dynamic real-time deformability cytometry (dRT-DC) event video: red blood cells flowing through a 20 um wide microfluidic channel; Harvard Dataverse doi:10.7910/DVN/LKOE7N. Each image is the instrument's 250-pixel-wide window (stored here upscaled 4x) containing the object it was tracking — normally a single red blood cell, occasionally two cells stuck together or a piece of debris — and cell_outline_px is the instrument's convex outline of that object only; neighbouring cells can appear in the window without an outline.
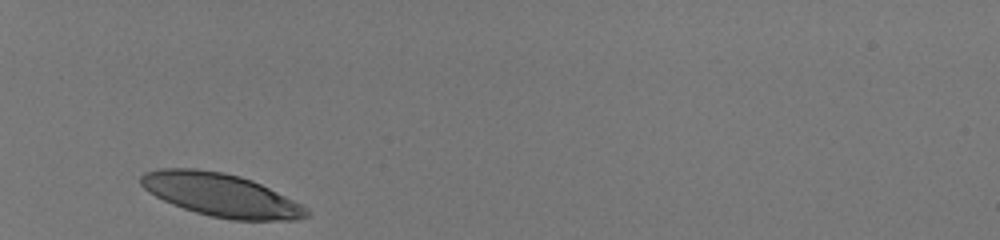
{"species": "human", "species_latin": "Homo sapiens", "temperature_condition": "room temperature", "stored_images_in_passage": 29, "camera_frame_rate_fps": 3000, "um_per_image_px": 0.085, "donor": {"sex": "male"}, "frame": {"image": 1, "passage_image": 1, "time_ms": 0.0, "image_size_px": [1000, 240], "cell_outline_px": [[308, 216], [296, 220], [232, 220], [212, 216], [196, 212], [172, 204], [148, 192], [140, 184], [140, 176], [144, 172], [160, 168], [196, 168], [224, 172], [240, 176], [252, 180], [308, 208]], "centroid_in_image_um": [18.74, 16.56], "position_along_channel_um": 66.3, "area_um2": 41.33}}
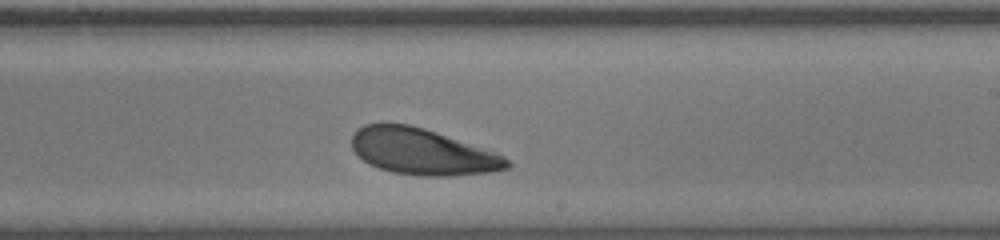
{"frame": {"image": 2, "passage_image": 17, "time_ms": 5.333, "image_size_px": [1000, 240], "cell_outline_px": [[512, 164], [508, 168], [492, 172], [448, 176], [420, 176], [392, 172], [368, 164], [352, 148], [352, 136], [364, 124], [380, 120], [384, 120], [408, 124], [424, 128], [436, 132], [504, 156]], "centroid_in_image_um": [35.85, 12.87], "position_along_channel_um": 253.2, "area_um2": 41.91}}
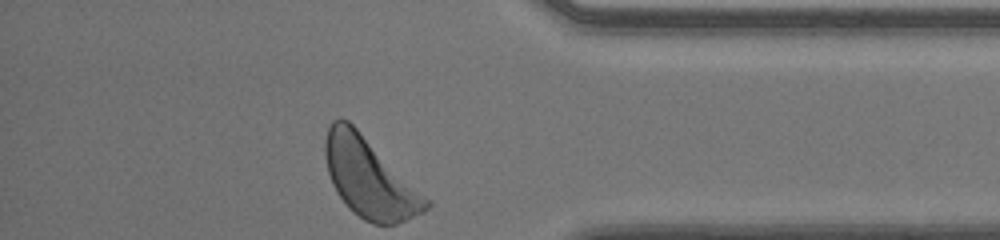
{"frame": {"image": 3, "passage_image": 29, "time_ms": 9.333, "image_size_px": [1000, 240], "cell_outline_px": [[432, 204], [424, 212], [396, 224], [372, 224], [364, 220], [348, 208], [336, 192], [332, 184], [328, 172], [324, 152], [324, 140], [328, 124], [332, 120], [340, 116], [348, 120], [432, 200]], "centroid_in_image_um": [31.4, 15.11], "position_along_channel_um": 403.8, "area_um2": 47.05}, "authors_computed_cell_mechanics": {"area_um2": 42.5408, "velocity_mm_per_s": 3.9777, "shape_relaxation_time_tau1_ms": 2.1257, "shape_relaxation_time_tau2_ms": null, "deformation_change_tau1": 0.1053, "deformation_change_tau2": null}}